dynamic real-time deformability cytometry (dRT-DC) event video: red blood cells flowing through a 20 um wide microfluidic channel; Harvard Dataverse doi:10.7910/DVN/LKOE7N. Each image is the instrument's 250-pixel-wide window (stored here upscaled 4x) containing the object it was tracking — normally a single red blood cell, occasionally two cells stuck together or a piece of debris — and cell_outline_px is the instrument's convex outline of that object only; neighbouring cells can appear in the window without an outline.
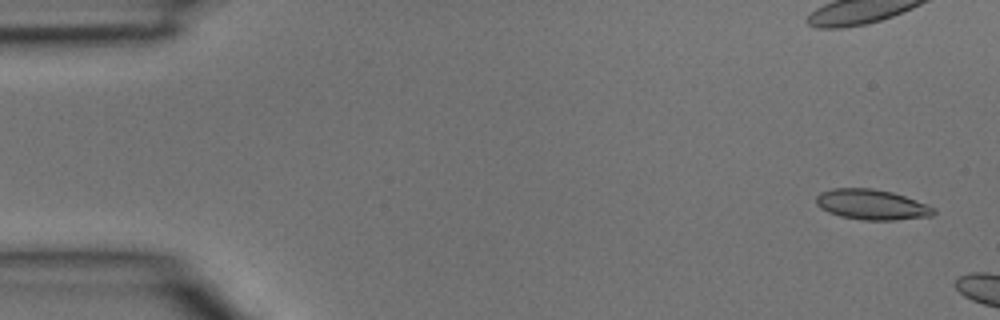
{"species": "common noctule bat (a hibernating species)", "species_latin": "Nyctalus noctula", "temperature_condition": "room temperature", "stored_images_in_passage": 2, "camera_frame_rate_fps": 3000, "um_per_image_px": 0.085, "animal": {"sex": "male", "body_mass_g": 15.6}, "frame": {"image": 1, "passage_image": 1, "time_ms": 0.0, "image_size_px": [1000, 320], "cell_outline_px": [[936, 212], [932, 216], [896, 220], [860, 220], [840, 216], [828, 212], [820, 208], [816, 204], [816, 196], [820, 192], [832, 188], [872, 188], [892, 192], [904, 196], [936, 208]], "centroid_in_image_um": [74.08, 17.39], "position_along_channel_um": 10.9, "area_um2": 20.87}}